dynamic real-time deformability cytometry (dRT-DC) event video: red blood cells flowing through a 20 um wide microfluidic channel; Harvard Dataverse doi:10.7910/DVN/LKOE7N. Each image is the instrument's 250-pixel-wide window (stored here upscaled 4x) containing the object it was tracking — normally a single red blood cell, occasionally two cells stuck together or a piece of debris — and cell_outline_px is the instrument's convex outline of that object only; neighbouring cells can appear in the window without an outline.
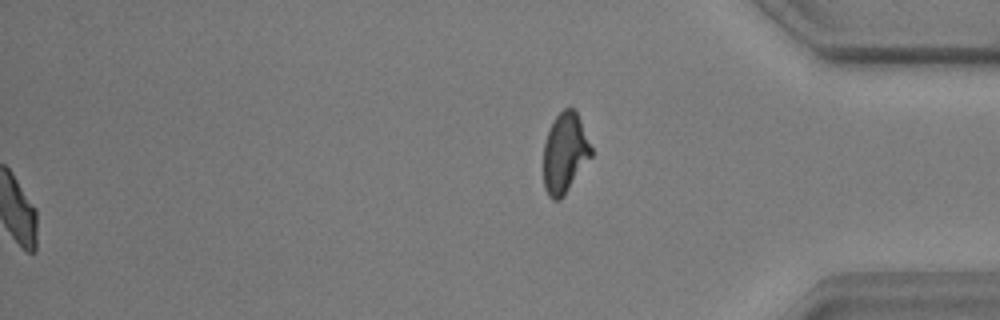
{"species": "common noctule bat (a hibernating species)", "species_latin": "Nyctalus noctula", "temperature_condition": "warm", "stored_images_in_passage": 56, "segment_of_instrument_passage": [2, 2], "camera_frame_rate_fps": 3000, "um_per_image_px": 0.085, "animal": {"sex": "male", "body_mass_g": 17.9, "forearm_length_mm": 54.2}, "frame": {"image": 1, "passage_image": 56, "time_ms": 18.333, "image_size_px": [1000, 320], "cell_outline_px": [[592, 156], [564, 196], [560, 200], [552, 200], [548, 196], [544, 188], [544, 144], [548, 132], [556, 116], [564, 108], [572, 108], [576, 112], [580, 120], [592, 148]], "centroid_in_image_um": [48.01, 13.05], "position_along_channel_um": 387.2, "area_um2": 22.14}}